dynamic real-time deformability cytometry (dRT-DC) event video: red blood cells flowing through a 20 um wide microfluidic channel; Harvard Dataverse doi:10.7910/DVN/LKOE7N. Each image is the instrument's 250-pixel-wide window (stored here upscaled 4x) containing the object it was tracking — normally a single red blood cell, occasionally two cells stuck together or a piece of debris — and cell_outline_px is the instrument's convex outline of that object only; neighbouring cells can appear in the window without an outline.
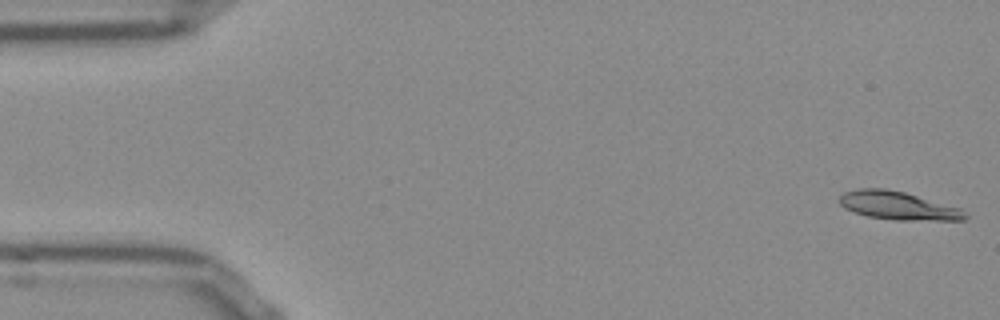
{"species": "Egyptian fruit bat (a non-hibernating species)", "species_latin": "Rousettus aegyptiacus", "temperature_condition": "room temperature", "stored_images_in_passage": 52, "camera_frame_rate_fps": 3000, "um_per_image_px": 0.085, "frame": {"image": 1, "passage_image": 1, "time_ms": 0.0, "image_size_px": [1000, 320], "cell_outline_px": [[968, 216], [964, 220], [896, 220], [868, 216], [844, 208], [840, 204], [840, 196], [844, 192], [860, 188], [884, 188], [904, 192], [960, 208]], "centroid_in_image_um": [76.33, 17.48], "position_along_channel_um": 8.7, "area_um2": 20.4}}
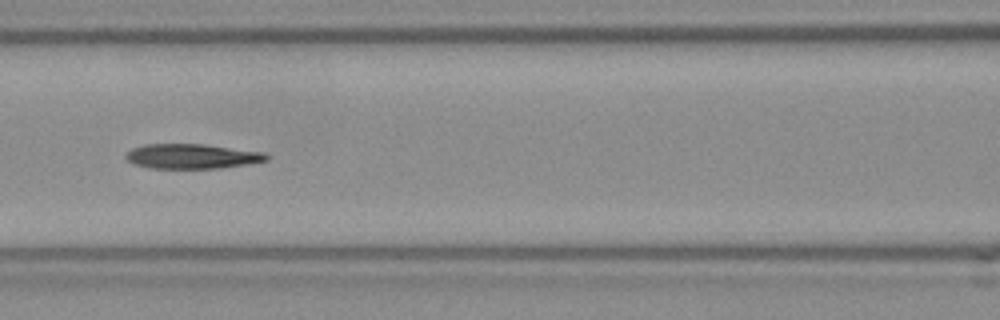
{"frame": {"image": 2, "passage_image": 22, "time_ms": 7.0, "image_size_px": [1000, 320], "cell_outline_px": [[268, 160], [248, 164], [220, 168], [148, 168], [136, 164], [128, 160], [124, 156], [132, 148], [144, 144], [204, 144], [264, 152], [268, 156]], "centroid_in_image_um": [16.32, 13.28], "position_along_channel_um": 150.3, "area_um2": 20.23}}
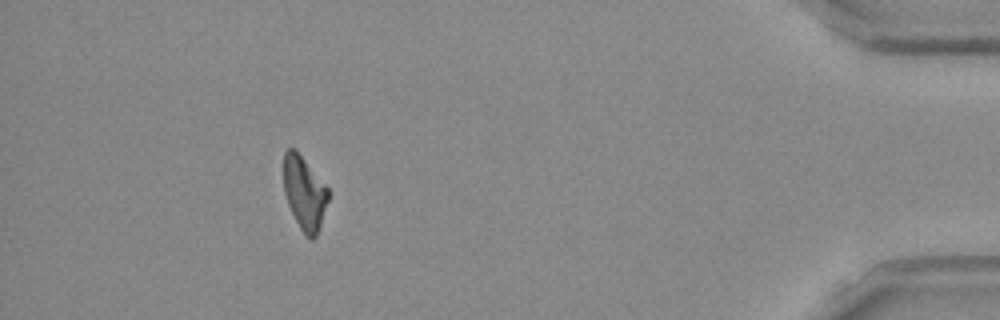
{"frame": {"image": 3, "passage_image": 47, "time_ms": 15.333, "image_size_px": [1000, 320], "cell_outline_px": [[328, 200], [316, 236], [312, 240], [304, 236], [288, 204], [284, 192], [284, 152], [288, 148], [296, 148], [328, 188]], "centroid_in_image_um": [25.86, 16.38], "position_along_channel_um": 409.3, "area_um2": 18.96}, "authors_computed_cell_mechanics": {"area_um2": 20.3745, "velocity_mm_per_s": 3.8475, "shape_relaxation_time_tau1_ms": 5.8636, "shape_relaxation_time_tau2_ms": null, "deformation_change_tau1": 0.2251, "deformation_change_tau2": null}}